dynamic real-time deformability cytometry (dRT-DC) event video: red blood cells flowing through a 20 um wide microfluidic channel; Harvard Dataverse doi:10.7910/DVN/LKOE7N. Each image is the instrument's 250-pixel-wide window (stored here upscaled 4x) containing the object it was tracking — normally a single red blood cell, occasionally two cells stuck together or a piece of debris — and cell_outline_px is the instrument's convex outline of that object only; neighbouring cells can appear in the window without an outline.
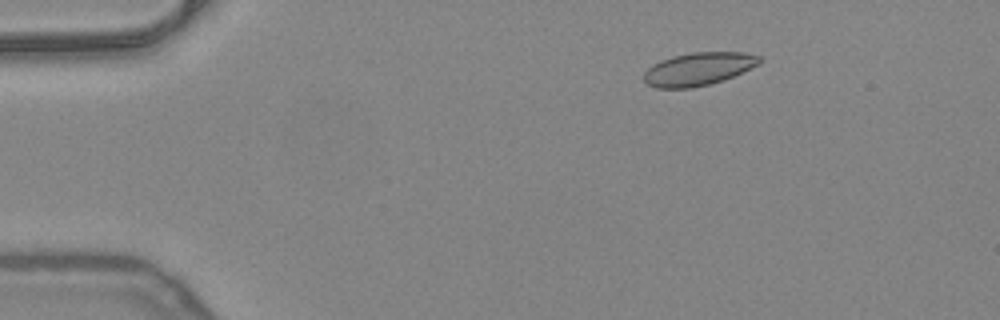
{"species": "common noctule bat (a hibernating species)", "species_latin": "Nyctalus noctula", "temperature_condition": "warm", "stored_images_in_passage": 38, "camera_frame_rate_fps": 3000, "um_per_image_px": 0.085, "animal": {"sex": "female", "body_mass_g": 24.6, "forearm_length_mm": 56.2}, "frame": {"image": 1, "passage_image": 4, "time_ms": 1.0, "image_size_px": [1000, 320], "cell_outline_px": [[760, 64], [724, 80], [692, 88], [656, 88], [648, 84], [644, 80], [644, 72], [652, 64], [660, 60], [672, 56], [692, 52], [744, 52], [760, 56]], "centroid_in_image_um": [59.35, 5.86], "position_along_channel_um": 25.6, "area_um2": 22.25}}
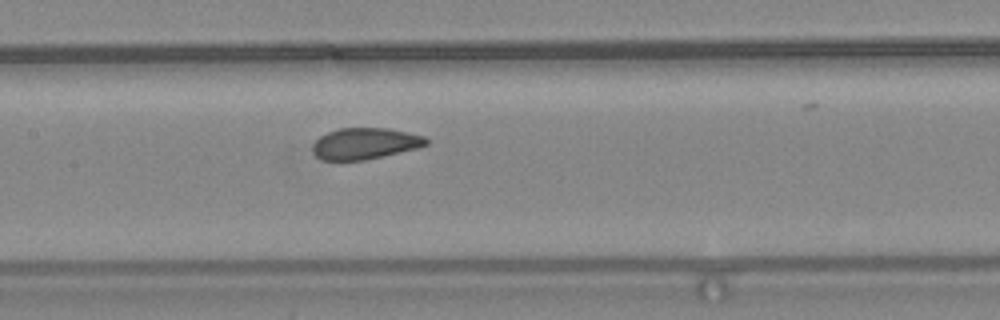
{"frame": {"image": 2, "passage_image": 21, "time_ms": 6.667, "image_size_px": [1000, 320], "cell_outline_px": [[428, 144], [420, 148], [384, 156], [364, 160], [320, 160], [312, 152], [312, 144], [320, 136], [328, 132], [340, 128], [388, 128], [424, 136], [428, 140]], "centroid_in_image_um": [31.02, 12.21], "position_along_channel_um": 176.4, "area_um2": 20.87}}
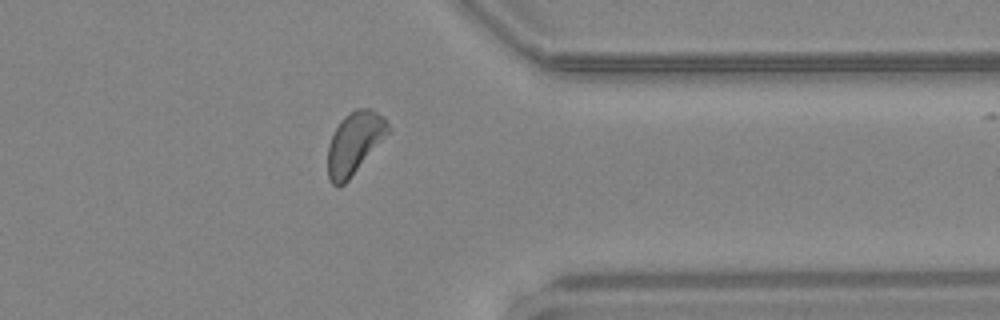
{"frame": {"image": 3, "passage_image": 37, "time_ms": 12.0, "image_size_px": [1000, 320], "cell_outline_px": [[388, 132], [348, 180], [340, 188], [336, 188], [332, 184], [328, 176], [328, 144], [340, 120], [344, 116], [356, 108], [372, 108], [384, 116], [388, 124]], "centroid_in_image_um": [30.09, 12.15], "position_along_channel_um": 381.3, "area_um2": 21.5}}